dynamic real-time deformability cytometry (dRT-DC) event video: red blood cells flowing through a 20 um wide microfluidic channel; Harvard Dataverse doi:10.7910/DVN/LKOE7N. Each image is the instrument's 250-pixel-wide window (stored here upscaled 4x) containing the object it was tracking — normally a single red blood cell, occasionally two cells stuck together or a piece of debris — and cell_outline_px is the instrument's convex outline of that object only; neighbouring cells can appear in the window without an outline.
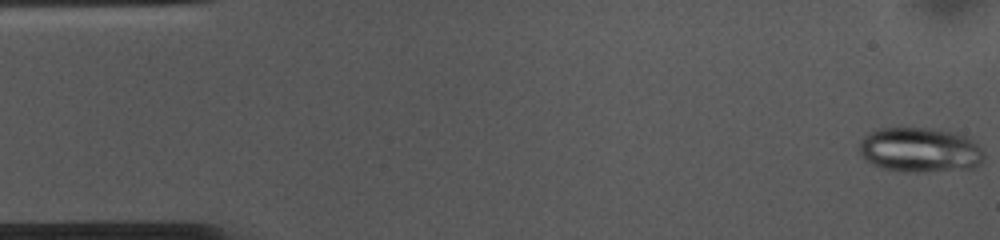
{"species": "common noctule bat (a hibernating species)", "species_latin": "Nyctalus noctula", "temperature_condition": "cold", "stored_images_in_passage": 55, "camera_frame_rate_fps": 3000, "um_per_image_px": 0.085, "animal": {"sex": "female", "body_mass_g": 10.0, "forearm_length_mm": 53.1}, "frame": {"image": 1, "passage_image": 1, "time_ms": 0.0, "image_size_px": [1000, 240], "cell_outline_px": [[984, 160], [980, 164], [972, 168], [924, 172], [900, 172], [884, 168], [872, 164], [864, 160], [860, 152], [860, 140], [868, 132], [876, 128], [940, 128], [956, 132], [980, 144], [984, 152]], "centroid_in_image_um": [78.21, 12.73], "position_along_channel_um": 6.8, "area_um2": 33.18}}
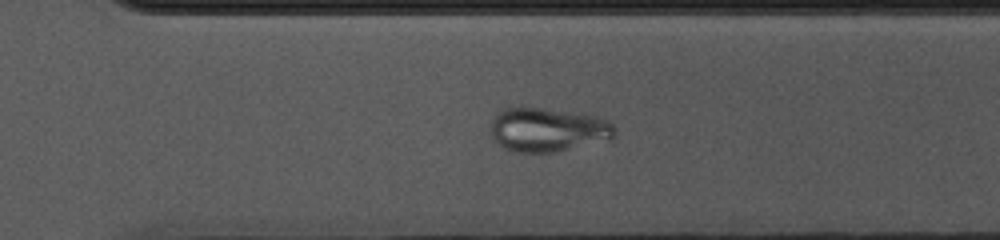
{"frame": {"image": 2, "passage_image": 37, "time_ms": 12.0, "image_size_px": [1000, 240], "cell_outline_px": [[616, 136], [612, 140], [552, 152], [516, 152], [504, 148], [492, 136], [492, 120], [496, 112], [500, 108], [540, 108], [596, 116], [608, 120], [612, 124], [616, 132]], "centroid_in_image_um": [46.59, 11.03], "position_along_channel_um": 324.0, "area_um2": 31.62}}
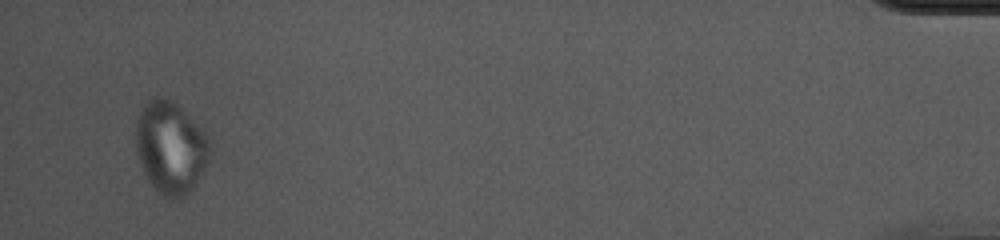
{"frame": {"image": 3, "passage_image": 52, "time_ms": 17.0, "image_size_px": [1000, 240], "cell_outline_px": [[212, 152], [196, 184], [184, 196], [176, 200], [172, 200], [164, 196], [148, 180], [140, 164], [136, 148], [136, 120], [140, 108], [148, 100], [156, 96], [164, 96], [172, 100], [208, 136], [212, 144]], "centroid_in_image_um": [14.5, 12.52], "position_along_channel_um": 420.7, "area_um2": 39.82}}